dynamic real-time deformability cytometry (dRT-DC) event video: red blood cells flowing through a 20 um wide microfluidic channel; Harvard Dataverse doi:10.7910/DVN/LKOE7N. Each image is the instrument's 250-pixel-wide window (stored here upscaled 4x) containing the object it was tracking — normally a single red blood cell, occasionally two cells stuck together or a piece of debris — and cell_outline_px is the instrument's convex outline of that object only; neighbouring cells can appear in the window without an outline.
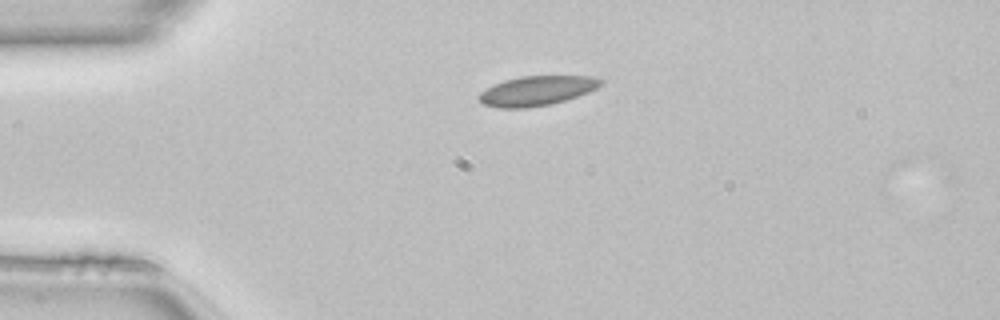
{"species": "common noctule bat (a hibernating species)", "species_latin": "Nyctalus noctula", "temperature_condition": "room temperature", "stored_images_in_passage": 39, "camera_frame_rate_fps": 3000, "um_per_image_px": 0.085, "animal": {"sex": "female", "body_mass_g": 22.7, "forearm_length_mm": 54.2}, "frame": {"image": 1, "passage_image": 1, "time_ms": 0.0, "image_size_px": [1000, 320], "cell_outline_px": [[604, 84], [588, 92], [552, 104], [528, 108], [500, 108], [484, 104], [476, 96], [480, 92], [492, 84], [504, 80], [520, 76], [592, 76], [604, 80]], "centroid_in_image_um": [45.61, 7.71], "position_along_channel_um": 39.4, "area_um2": 21.15}}
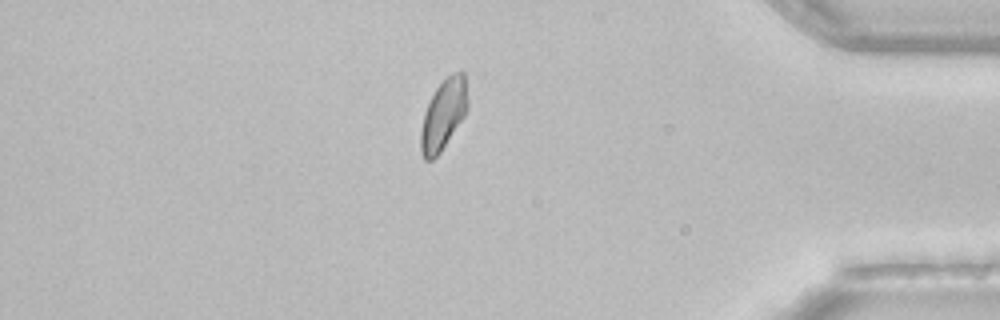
{"frame": {"image": 2, "passage_image": 32, "time_ms": 10.333, "image_size_px": [1000, 320], "cell_outline_px": [[468, 108], [464, 116], [440, 152], [432, 160], [424, 160], [420, 152], [420, 132], [424, 112], [436, 88], [452, 72], [464, 72], [468, 100]], "centroid_in_image_um": [37.68, 9.75], "position_along_channel_um": 397.5, "area_um2": 19.07}}
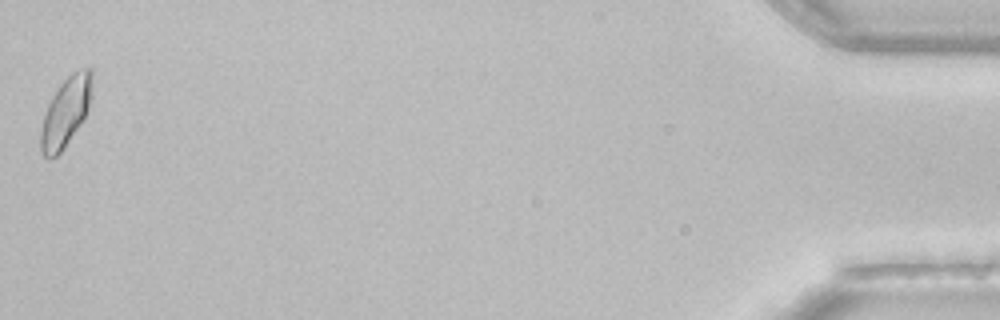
{"frame": {"image": 3, "passage_image": 39, "time_ms": 12.667, "image_size_px": [1000, 320], "cell_outline_px": [[92, 84], [88, 112], [84, 120], [64, 148], [56, 156], [48, 160], [40, 152], [40, 132], [44, 116], [48, 104], [52, 96], [60, 84], [72, 72], [84, 68], [92, 68]], "centroid_in_image_um": [5.59, 9.54], "position_along_channel_um": 429.6, "area_um2": 20.87}, "authors_computed_cell_mechanics": {"area_um2": 19.8254, "velocity_mm_per_s": 4.1066, "shape_relaxation_time_tau1_ms": 3.7133, "shape_relaxation_time_tau2_ms": 1.8848, "deformation_change_tau1": 0.0723, "deformation_change_tau2": 0.0417}}